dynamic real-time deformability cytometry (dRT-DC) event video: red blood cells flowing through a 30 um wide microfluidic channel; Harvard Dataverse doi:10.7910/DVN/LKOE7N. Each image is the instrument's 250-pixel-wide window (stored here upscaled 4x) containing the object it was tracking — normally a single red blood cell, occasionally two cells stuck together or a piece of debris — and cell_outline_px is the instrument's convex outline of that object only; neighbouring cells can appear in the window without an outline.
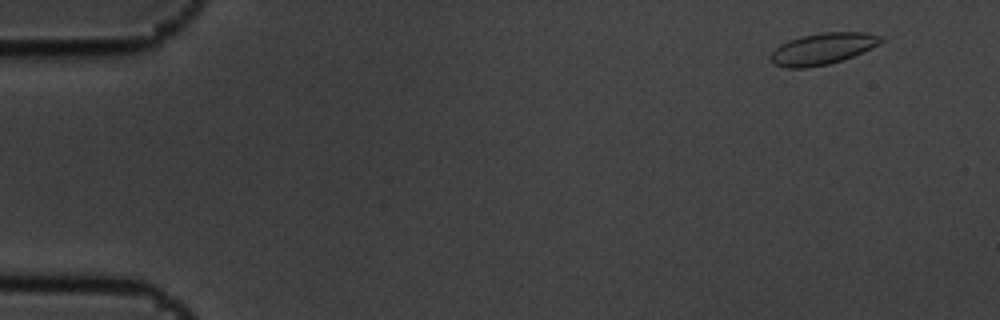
{"species": "common noctule bat (a hibernating species)", "species_latin": "Nyctalus noctula", "temperature_condition": "cold", "stored_images_in_passage": 5, "camera_frame_rate_fps": 3000, "um_per_image_px": 0.085, "animal": {"sex": "male", "body_mass_g": 19.5, "forearm_length_mm": 54.6}, "frame": {"image": 1, "passage_image": 2, "time_ms": 0.333, "image_size_px": [1000, 320], "cell_outline_px": [[884, 40], [852, 56], [828, 64], [808, 68], [788, 68], [772, 64], [768, 56], [780, 44], [788, 40], [800, 36], [820, 32], [864, 32], [884, 36]], "centroid_in_image_um": [69.85, 4.14], "position_along_channel_um": 15.2, "area_um2": 20.17}}